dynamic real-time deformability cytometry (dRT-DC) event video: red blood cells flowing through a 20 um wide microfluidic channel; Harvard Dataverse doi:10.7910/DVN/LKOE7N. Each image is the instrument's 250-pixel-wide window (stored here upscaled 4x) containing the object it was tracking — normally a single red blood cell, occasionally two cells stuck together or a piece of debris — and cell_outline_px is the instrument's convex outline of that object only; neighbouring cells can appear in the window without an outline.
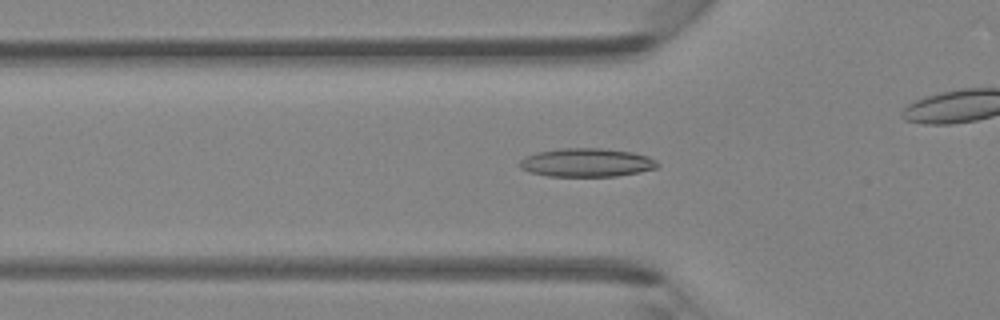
{"species": "Egyptian fruit bat (a non-hibernating species)", "species_latin": "Rousettus aegyptiacus", "temperature_condition": "room temperature", "stored_images_in_passage": 39, "camera_frame_rate_fps": 3000, "um_per_image_px": 0.085, "animal": {"sex": "female"}, "frame": {"image": 1, "passage_image": 9, "time_ms": 2.667, "image_size_px": [1000, 320], "cell_outline_px": [[660, 164], [656, 168], [640, 172], [616, 176], [548, 176], [528, 172], [520, 168], [520, 160], [524, 156], [536, 152], [560, 148], [600, 148], [632, 152], [648, 156], [656, 160]], "centroid_in_image_um": [49.85, 13.81], "position_along_channel_um": 76.0, "area_um2": 23.06}}
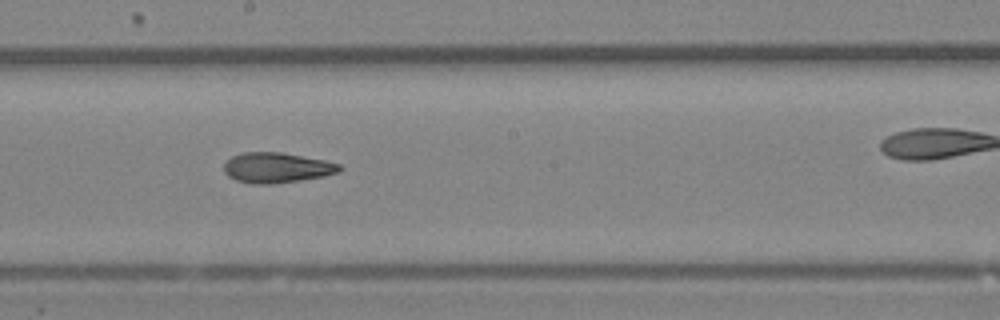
{"frame": {"image": 2, "passage_image": 19, "time_ms": 6.0, "image_size_px": [1000, 320], "cell_outline_px": [[344, 168], [340, 172], [324, 176], [300, 180], [272, 184], [252, 184], [236, 180], [228, 176], [224, 172], [224, 164], [232, 156], [244, 152], [280, 152], [324, 160], [340, 164]], "centroid_in_image_um": [23.53, 14.26], "position_along_channel_um": 224.7, "area_um2": 20.4}}
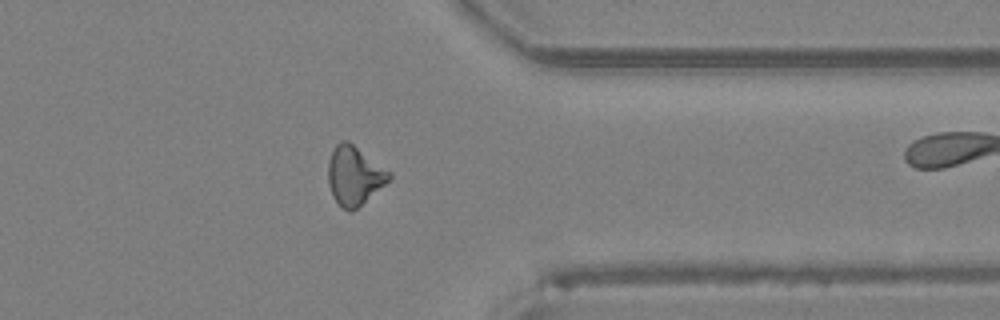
{"frame": {"image": 3, "passage_image": 30, "time_ms": 9.667, "image_size_px": [1000, 320], "cell_outline_px": [[392, 176], [384, 184], [352, 212], [348, 212], [332, 196], [328, 184], [328, 160], [336, 144], [340, 140], [348, 140], [392, 172]], "centroid_in_image_um": [30.1, 14.89], "position_along_channel_um": 381.3, "area_um2": 20.81}}